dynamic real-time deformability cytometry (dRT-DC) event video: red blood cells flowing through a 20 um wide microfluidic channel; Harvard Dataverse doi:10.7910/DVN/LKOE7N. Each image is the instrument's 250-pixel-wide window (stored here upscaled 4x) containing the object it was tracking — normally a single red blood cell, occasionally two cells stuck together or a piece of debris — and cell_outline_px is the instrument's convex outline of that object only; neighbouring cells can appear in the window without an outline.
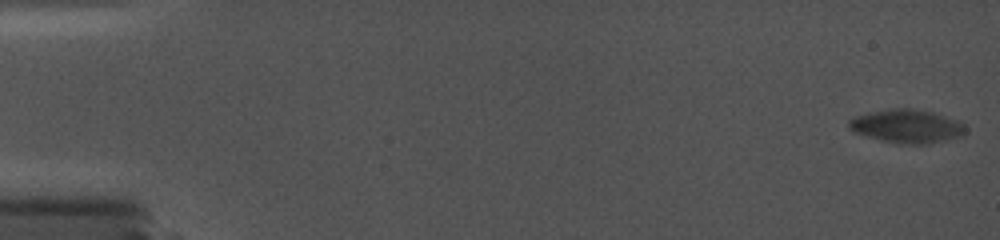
{"species": "common noctule bat (a hibernating species)", "species_latin": "Nyctalus noctula", "temperature_condition": "cold", "stored_images_in_passage": 68, "camera_frame_rate_fps": 5000, "um_per_image_px": 0.085, "animal": {"sex": "female", "body_mass_g": 19.0, "forearm_length_mm": 56.7}, "frame": {"image": 1, "passage_image": 1, "time_ms": 0.0, "image_size_px": [1000, 240], "cell_outline_px": [[964, 132], [960, 136], [924, 144], [900, 144], [868, 136], [856, 132], [848, 128], [848, 120], [856, 116], [872, 112], [892, 108], [912, 108], [932, 112], [956, 120], [964, 124]], "centroid_in_image_um": [77.06, 10.72], "position_along_channel_um": 7.9, "area_um2": 22.2}}
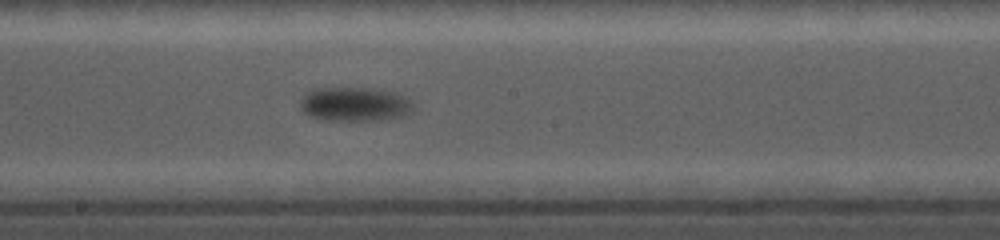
{"frame": {"image": 2, "passage_image": 41, "time_ms": 10.6, "image_size_px": [1000, 240], "cell_outline_px": [[416, 108], [412, 112], [400, 116], [372, 120], [320, 120], [308, 116], [300, 108], [300, 100], [304, 92], [312, 88], [372, 88], [396, 92], [404, 96]], "centroid_in_image_um": [30.09, 8.84], "position_along_channel_um": 218.1, "area_um2": 22.72}}
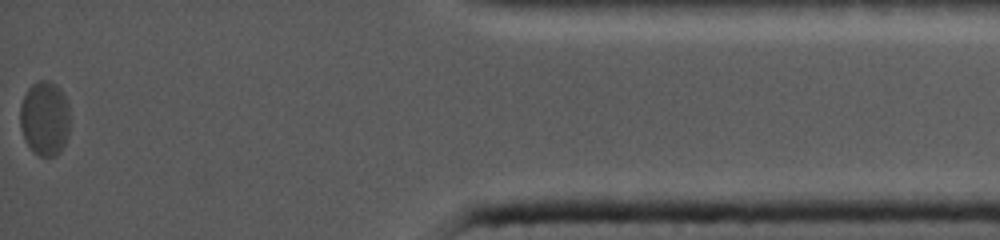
{"frame": {"image": 3, "passage_image": 68, "time_ms": 17.8, "image_size_px": [1000, 240], "cell_outline_px": [[68, 136], [60, 152], [52, 156], [40, 156], [24, 140], [20, 128], [20, 104], [28, 88], [32, 84], [40, 80], [48, 80], [56, 84], [60, 88], [68, 104]], "centroid_in_image_um": [3.79, 10.04], "position_along_channel_um": 431.4, "area_um2": 21.56}}